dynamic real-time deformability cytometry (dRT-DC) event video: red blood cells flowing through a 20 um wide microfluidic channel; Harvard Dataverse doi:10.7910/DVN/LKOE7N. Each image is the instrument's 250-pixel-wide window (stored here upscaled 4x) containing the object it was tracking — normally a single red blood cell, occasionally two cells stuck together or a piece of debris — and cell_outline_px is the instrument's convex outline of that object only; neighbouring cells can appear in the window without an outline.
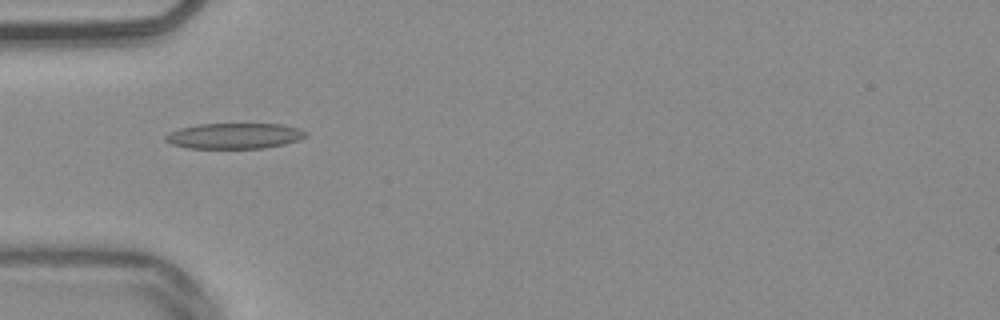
{"species": "common noctule bat (a hibernating species)", "species_latin": "Nyctalus noctula", "temperature_condition": "warm", "stored_images_in_passage": 38, "camera_frame_rate_fps": 3000, "um_per_image_px": 0.085, "animal": {"sex": "male", "body_mass_g": 20.4}, "frame": {"image": 1, "passage_image": 2, "time_ms": 0.333, "image_size_px": [1000, 320], "cell_outline_px": [[308, 136], [300, 140], [284, 144], [264, 148], [188, 148], [172, 144], [164, 140], [164, 136], [168, 132], [180, 128], [196, 124], [280, 124], [300, 128], [308, 132]], "centroid_in_image_um": [19.94, 11.55], "position_along_channel_um": 65.1, "area_um2": 21.15}}
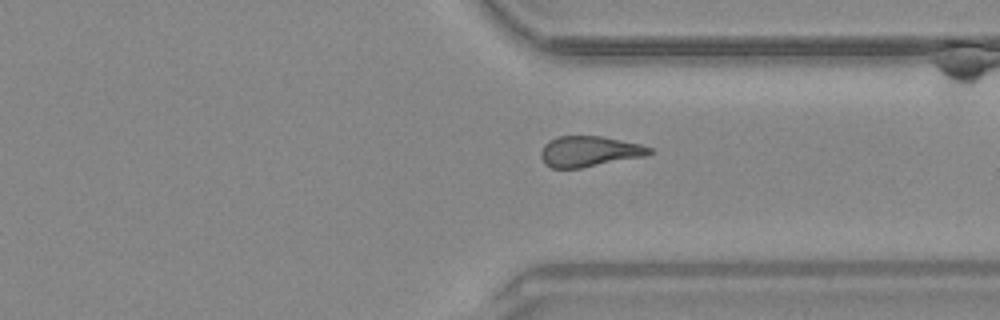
{"frame": {"image": 2, "passage_image": 25, "time_ms": 8.0, "image_size_px": [1000, 320], "cell_outline_px": [[652, 152], [644, 156], [580, 168], [552, 168], [544, 164], [540, 156], [540, 152], [544, 144], [548, 140], [556, 136], [600, 136], [640, 144], [652, 148]], "centroid_in_image_um": [50.02, 12.86], "position_along_channel_um": 361.4, "area_um2": 19.31}}
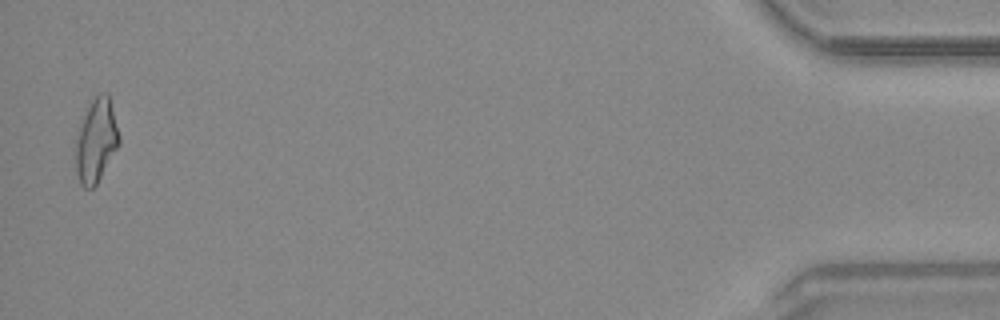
{"frame": {"image": 3, "passage_image": 37, "time_ms": 12.0, "image_size_px": [1000, 320], "cell_outline_px": [[120, 144], [96, 184], [92, 188], [84, 188], [80, 184], [76, 172], [76, 136], [88, 100], [100, 92], [108, 92], [120, 136]], "centroid_in_image_um": [8.17, 11.89], "position_along_channel_um": 427.0, "area_um2": 21.44}, "authors_computed_cell_mechanics": {"area_um2": 19.5942, "velocity_mm_per_s": 3.8696, "shape_relaxation_time_tau1_ms": null, "shape_relaxation_time_tau2_ms": 4.6602, "deformation_change_tau1": null, "deformation_change_tau2": 0.1565}}